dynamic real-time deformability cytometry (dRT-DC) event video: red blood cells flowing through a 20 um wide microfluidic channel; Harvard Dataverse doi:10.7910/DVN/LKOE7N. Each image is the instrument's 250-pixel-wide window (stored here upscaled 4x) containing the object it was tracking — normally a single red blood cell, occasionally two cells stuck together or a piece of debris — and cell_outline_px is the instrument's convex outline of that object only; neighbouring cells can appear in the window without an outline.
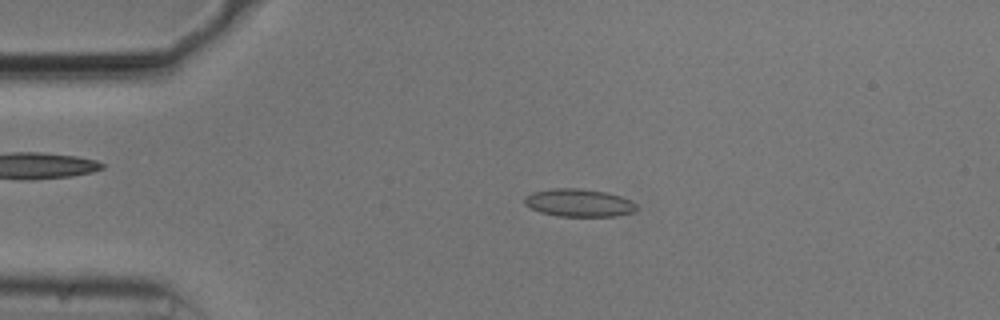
{"species": "common noctule bat (a hibernating species)", "species_latin": "Nyctalus noctula", "temperature_condition": "cold", "stored_images_in_passage": 53, "camera_frame_rate_fps": 3000, "um_per_image_px": 0.085, "animal": {"sex": "male", "body_mass_g": 20.5, "forearm_length_mm": 52.5}, "frame": {"image": 1, "passage_image": 11, "time_ms": 3.333, "image_size_px": [1000, 320], "cell_outline_px": [[640, 208], [636, 212], [616, 216], [560, 216], [540, 212], [524, 204], [524, 196], [532, 192], [552, 188], [580, 188], [604, 192], [620, 196], [632, 200]], "centroid_in_image_um": [49.24, 17.24], "position_along_channel_um": 35.8, "area_um2": 18.32}}
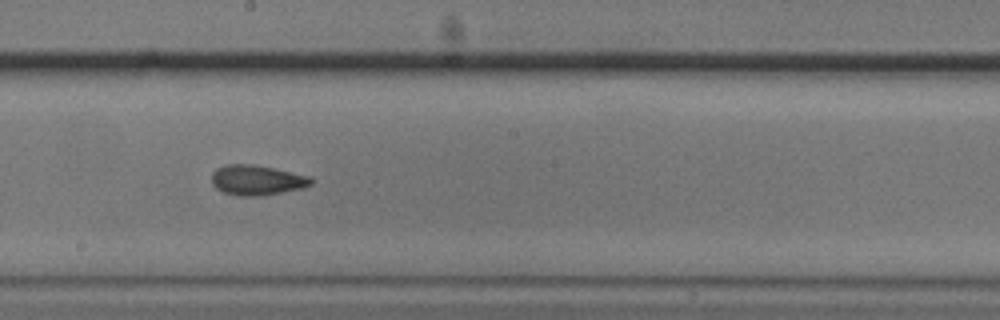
{"frame": {"image": 2, "passage_image": 29, "time_ms": 9.333, "image_size_px": [1000, 320], "cell_outline_px": [[312, 184], [304, 188], [260, 196], [240, 196], [224, 192], [216, 188], [212, 184], [212, 172], [216, 168], [224, 164], [252, 164], [312, 176]], "centroid_in_image_um": [21.83, 15.3], "position_along_channel_um": 226.4, "area_um2": 17.51}}
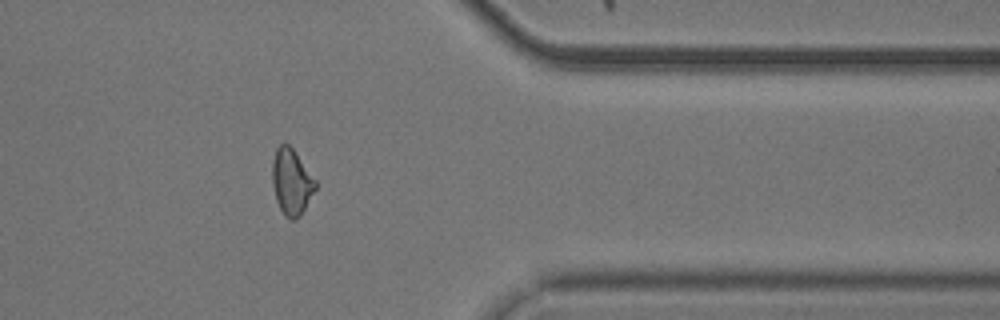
{"frame": {"image": 3, "passage_image": 43, "time_ms": 14.0, "image_size_px": [1000, 320], "cell_outline_px": [[316, 188], [300, 216], [292, 220], [288, 220], [284, 216], [276, 200], [272, 184], [272, 160], [276, 148], [284, 140], [292, 148], [316, 180]], "centroid_in_image_um": [24.75, 15.45], "position_along_channel_um": 386.6, "area_um2": 16.65}, "authors_computed_cell_mechanics": {"area_um2": 17.34, "velocity_mm_per_s": 3.7535, "shape_relaxation_time_tau1_ms": 4.4944, "shape_relaxation_time_tau2_ms": 2.2014, "deformation_change_tau1": 0.1128, "deformation_change_tau2": 0.0938}}